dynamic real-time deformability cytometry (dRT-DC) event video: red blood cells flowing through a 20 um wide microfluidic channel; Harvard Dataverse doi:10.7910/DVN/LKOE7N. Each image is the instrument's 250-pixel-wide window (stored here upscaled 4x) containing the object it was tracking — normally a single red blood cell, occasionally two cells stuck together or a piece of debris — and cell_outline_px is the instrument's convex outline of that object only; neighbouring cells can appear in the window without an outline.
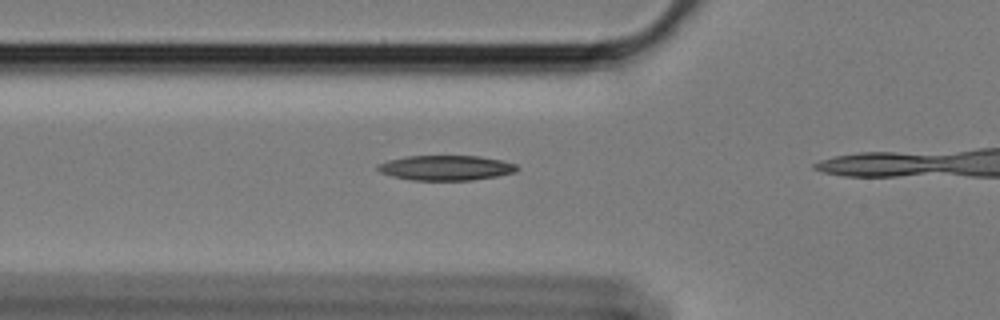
{"species": "Egyptian fruit bat (a non-hibernating species)", "species_latin": "Rousettus aegyptiacus", "temperature_condition": "cold", "stored_images_in_passage": 4, "camera_frame_rate_fps": 3000, "um_per_image_px": 0.085, "animal": {"sex": "female"}, "frame": {"image": 1, "passage_image": 2, "time_ms": 0.333, "image_size_px": [1000, 320], "cell_outline_px": [[520, 168], [516, 172], [496, 176], [472, 180], [412, 180], [392, 176], [380, 172], [376, 168], [376, 164], [388, 160], [408, 156], [480, 156], [500, 160], [516, 164]], "centroid_in_image_um": [37.9, 14.26], "position_along_channel_um": 87.9, "area_um2": 20.29}}